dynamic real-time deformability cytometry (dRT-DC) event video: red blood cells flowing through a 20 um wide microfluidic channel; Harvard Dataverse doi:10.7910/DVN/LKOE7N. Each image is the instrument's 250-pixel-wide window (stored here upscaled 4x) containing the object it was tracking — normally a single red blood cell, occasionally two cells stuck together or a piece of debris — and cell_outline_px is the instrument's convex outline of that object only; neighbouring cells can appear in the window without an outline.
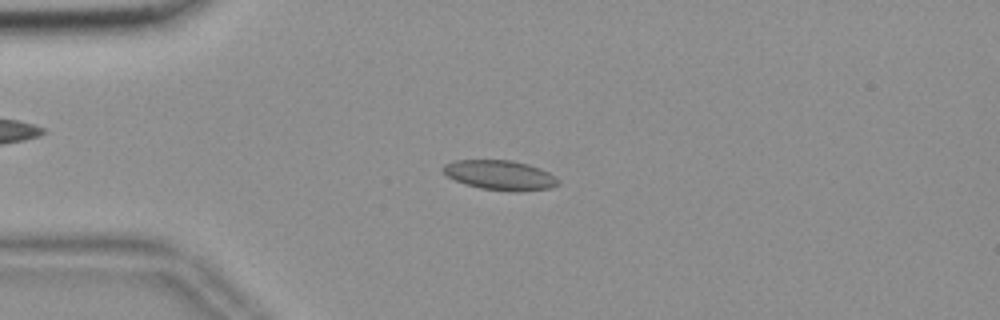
{"species": "common noctule bat (a hibernating species)", "species_latin": "Nyctalus noctula", "temperature_condition": "room temperature", "stored_images_in_passage": 55, "camera_frame_rate_fps": 3000, "um_per_image_px": 0.085, "animal": {"sex": "female", "body_mass_g": 18.4}, "frame": {"image": 1, "passage_image": 13, "time_ms": 4.0, "image_size_px": [1000, 320], "cell_outline_px": [[560, 184], [552, 188], [516, 192], [512, 192], [480, 188], [464, 184], [448, 176], [440, 168], [444, 164], [452, 160], [512, 160], [528, 164], [540, 168], [548, 172], [560, 180]], "centroid_in_image_um": [42.51, 14.89], "position_along_channel_um": 42.5, "area_um2": 20.17}}
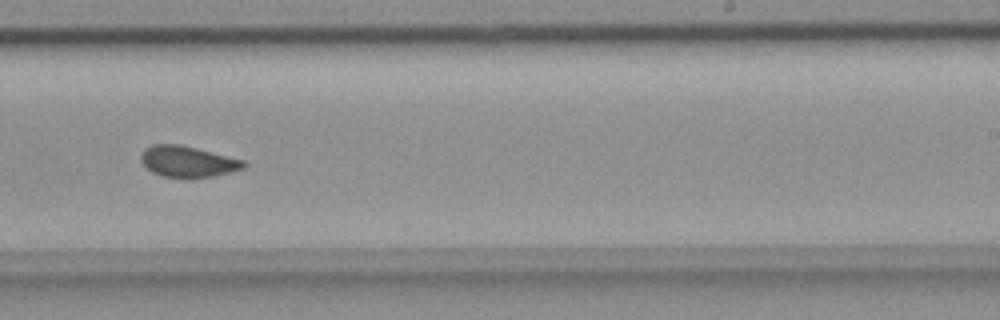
{"frame": {"image": 2, "passage_image": 34, "time_ms": 11.0, "image_size_px": [1000, 320], "cell_outline_px": [[248, 164], [244, 168], [232, 172], [212, 176], [164, 176], [152, 172], [140, 160], [140, 156], [144, 148], [152, 144], [180, 144], [244, 160]], "centroid_in_image_um": [15.96, 13.7], "position_along_channel_um": 273.0, "area_um2": 18.26}}
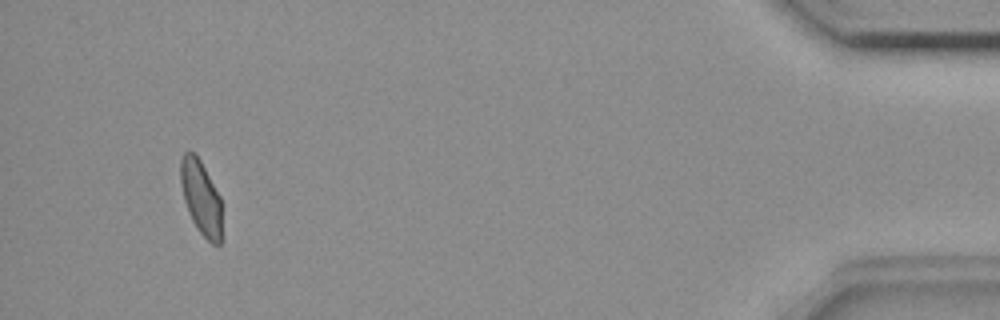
{"frame": {"image": 3, "passage_image": 52, "time_ms": 17.0, "image_size_px": [1000, 320], "cell_outline_px": [[220, 244], [212, 244], [200, 232], [192, 220], [188, 212], [184, 200], [180, 184], [180, 160], [184, 152], [196, 152], [220, 196]], "centroid_in_image_um": [17.05, 16.73], "position_along_channel_um": 418.2, "area_um2": 17.69}, "authors_computed_cell_mechanics": {"area_um2": 19.1318, "velocity_mm_per_s": 3.6304, "shape_relaxation_time_tau1_ms": null, "shape_relaxation_time_tau2_ms": 1.7458, "deformation_change_tau1": null, "deformation_change_tau2": 0.0545}}